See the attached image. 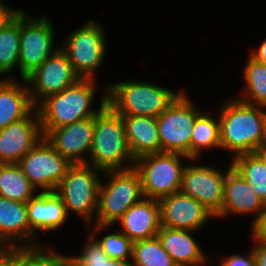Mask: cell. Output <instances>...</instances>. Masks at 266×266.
Returning a JSON list of instances; mask_svg holds the SVG:
<instances>
[{
  "instance_id": "30bf717a",
  "label": "cell",
  "mask_w": 266,
  "mask_h": 266,
  "mask_svg": "<svg viewBox=\"0 0 266 266\" xmlns=\"http://www.w3.org/2000/svg\"><path fill=\"white\" fill-rule=\"evenodd\" d=\"M54 28L46 17L33 19L20 10V52L18 68L24 80L54 51Z\"/></svg>"
},
{
  "instance_id": "ab89813d",
  "label": "cell",
  "mask_w": 266,
  "mask_h": 266,
  "mask_svg": "<svg viewBox=\"0 0 266 266\" xmlns=\"http://www.w3.org/2000/svg\"><path fill=\"white\" fill-rule=\"evenodd\" d=\"M58 266H79L78 263L72 258V256H64L58 254Z\"/></svg>"
},
{
  "instance_id": "1f68e13d",
  "label": "cell",
  "mask_w": 266,
  "mask_h": 266,
  "mask_svg": "<svg viewBox=\"0 0 266 266\" xmlns=\"http://www.w3.org/2000/svg\"><path fill=\"white\" fill-rule=\"evenodd\" d=\"M41 247H15L14 266H41Z\"/></svg>"
},
{
  "instance_id": "5b68a950",
  "label": "cell",
  "mask_w": 266,
  "mask_h": 266,
  "mask_svg": "<svg viewBox=\"0 0 266 266\" xmlns=\"http://www.w3.org/2000/svg\"><path fill=\"white\" fill-rule=\"evenodd\" d=\"M110 179L100 184L95 232L116 223L122 215L144 197L139 172L133 167L126 170L104 171Z\"/></svg>"
},
{
  "instance_id": "8fae6325",
  "label": "cell",
  "mask_w": 266,
  "mask_h": 266,
  "mask_svg": "<svg viewBox=\"0 0 266 266\" xmlns=\"http://www.w3.org/2000/svg\"><path fill=\"white\" fill-rule=\"evenodd\" d=\"M90 20L74 31L61 48L80 78H94V70L102 64L106 42L102 27Z\"/></svg>"
},
{
  "instance_id": "7402d4cb",
  "label": "cell",
  "mask_w": 266,
  "mask_h": 266,
  "mask_svg": "<svg viewBox=\"0 0 266 266\" xmlns=\"http://www.w3.org/2000/svg\"><path fill=\"white\" fill-rule=\"evenodd\" d=\"M191 231L161 226L157 233L163 248L177 266H196L205 262L206 255L189 234Z\"/></svg>"
},
{
  "instance_id": "e575fe53",
  "label": "cell",
  "mask_w": 266,
  "mask_h": 266,
  "mask_svg": "<svg viewBox=\"0 0 266 266\" xmlns=\"http://www.w3.org/2000/svg\"><path fill=\"white\" fill-rule=\"evenodd\" d=\"M257 247L252 250L255 266H266V244L260 241H257Z\"/></svg>"
},
{
  "instance_id": "484cf974",
  "label": "cell",
  "mask_w": 266,
  "mask_h": 266,
  "mask_svg": "<svg viewBox=\"0 0 266 266\" xmlns=\"http://www.w3.org/2000/svg\"><path fill=\"white\" fill-rule=\"evenodd\" d=\"M34 187L18 164H0V196L27 203Z\"/></svg>"
},
{
  "instance_id": "7a4b0ae2",
  "label": "cell",
  "mask_w": 266,
  "mask_h": 266,
  "mask_svg": "<svg viewBox=\"0 0 266 266\" xmlns=\"http://www.w3.org/2000/svg\"><path fill=\"white\" fill-rule=\"evenodd\" d=\"M93 78H80L60 93L48 96L36 106L43 137L54 128L96 116L106 105L107 95L102 98L98 111L90 110L94 98Z\"/></svg>"
},
{
  "instance_id": "8992f818",
  "label": "cell",
  "mask_w": 266,
  "mask_h": 266,
  "mask_svg": "<svg viewBox=\"0 0 266 266\" xmlns=\"http://www.w3.org/2000/svg\"><path fill=\"white\" fill-rule=\"evenodd\" d=\"M181 153L161 152L136 159L134 168L139 172L144 197L159 200L180 191L184 166Z\"/></svg>"
},
{
  "instance_id": "4316f807",
  "label": "cell",
  "mask_w": 266,
  "mask_h": 266,
  "mask_svg": "<svg viewBox=\"0 0 266 266\" xmlns=\"http://www.w3.org/2000/svg\"><path fill=\"white\" fill-rule=\"evenodd\" d=\"M220 147V122L201 113L195 120L190 140V160L199 157L201 150ZM203 148V149H202Z\"/></svg>"
},
{
  "instance_id": "d6986e66",
  "label": "cell",
  "mask_w": 266,
  "mask_h": 266,
  "mask_svg": "<svg viewBox=\"0 0 266 266\" xmlns=\"http://www.w3.org/2000/svg\"><path fill=\"white\" fill-rule=\"evenodd\" d=\"M34 234L28 221L27 203L0 196V243L2 244L0 247L5 246L6 243L10 244L6 245V248L19 247L15 244L16 240H19V243L27 241L25 246L22 245L23 247H38V245L29 244L30 238L34 237Z\"/></svg>"
},
{
  "instance_id": "6da1fadb",
  "label": "cell",
  "mask_w": 266,
  "mask_h": 266,
  "mask_svg": "<svg viewBox=\"0 0 266 266\" xmlns=\"http://www.w3.org/2000/svg\"><path fill=\"white\" fill-rule=\"evenodd\" d=\"M225 103L219 114L222 149L234 152V156L256 152L263 136L266 111L238 98Z\"/></svg>"
},
{
  "instance_id": "5bb4252c",
  "label": "cell",
  "mask_w": 266,
  "mask_h": 266,
  "mask_svg": "<svg viewBox=\"0 0 266 266\" xmlns=\"http://www.w3.org/2000/svg\"><path fill=\"white\" fill-rule=\"evenodd\" d=\"M33 112L36 118L30 117ZM42 137L40 116L35 108L26 118L0 130V164H18Z\"/></svg>"
},
{
  "instance_id": "60d3db41",
  "label": "cell",
  "mask_w": 266,
  "mask_h": 266,
  "mask_svg": "<svg viewBox=\"0 0 266 266\" xmlns=\"http://www.w3.org/2000/svg\"><path fill=\"white\" fill-rule=\"evenodd\" d=\"M256 153L266 157V123L264 125L263 136Z\"/></svg>"
},
{
  "instance_id": "277c9868",
  "label": "cell",
  "mask_w": 266,
  "mask_h": 266,
  "mask_svg": "<svg viewBox=\"0 0 266 266\" xmlns=\"http://www.w3.org/2000/svg\"><path fill=\"white\" fill-rule=\"evenodd\" d=\"M92 164L100 170H126L133 168L123 167L128 158L133 161L125 133V124L122 117L106 105L96 116L93 142L90 149ZM122 165V166H121Z\"/></svg>"
},
{
  "instance_id": "ac0fdd59",
  "label": "cell",
  "mask_w": 266,
  "mask_h": 266,
  "mask_svg": "<svg viewBox=\"0 0 266 266\" xmlns=\"http://www.w3.org/2000/svg\"><path fill=\"white\" fill-rule=\"evenodd\" d=\"M118 222L125 230L122 233L133 242L156 237L161 228L158 200L141 198L122 215Z\"/></svg>"
},
{
  "instance_id": "4dcf8cb0",
  "label": "cell",
  "mask_w": 266,
  "mask_h": 266,
  "mask_svg": "<svg viewBox=\"0 0 266 266\" xmlns=\"http://www.w3.org/2000/svg\"><path fill=\"white\" fill-rule=\"evenodd\" d=\"M96 241L109 258L117 260H128V256L132 258L134 242L122 232L108 234L100 240L96 239Z\"/></svg>"
},
{
  "instance_id": "d4e9b609",
  "label": "cell",
  "mask_w": 266,
  "mask_h": 266,
  "mask_svg": "<svg viewBox=\"0 0 266 266\" xmlns=\"http://www.w3.org/2000/svg\"><path fill=\"white\" fill-rule=\"evenodd\" d=\"M232 166L266 204V157L256 152L240 154L234 157Z\"/></svg>"
},
{
  "instance_id": "ba28073f",
  "label": "cell",
  "mask_w": 266,
  "mask_h": 266,
  "mask_svg": "<svg viewBox=\"0 0 266 266\" xmlns=\"http://www.w3.org/2000/svg\"><path fill=\"white\" fill-rule=\"evenodd\" d=\"M200 114L181 92L157 118L161 152L181 153L190 158L191 134Z\"/></svg>"
},
{
  "instance_id": "7c38bea8",
  "label": "cell",
  "mask_w": 266,
  "mask_h": 266,
  "mask_svg": "<svg viewBox=\"0 0 266 266\" xmlns=\"http://www.w3.org/2000/svg\"><path fill=\"white\" fill-rule=\"evenodd\" d=\"M79 79L80 76L74 71L66 53L59 48L24 81L33 86L32 89L29 88V93L31 101L36 107V104L39 105L42 99L62 92ZM37 100L41 101L38 102Z\"/></svg>"
},
{
  "instance_id": "52a82bcc",
  "label": "cell",
  "mask_w": 266,
  "mask_h": 266,
  "mask_svg": "<svg viewBox=\"0 0 266 266\" xmlns=\"http://www.w3.org/2000/svg\"><path fill=\"white\" fill-rule=\"evenodd\" d=\"M90 164H72L59 183L56 193L61 197L66 212L73 211L90 222L98 209L101 181L96 171L102 170ZM96 211V212H95Z\"/></svg>"
},
{
  "instance_id": "f35d334b",
  "label": "cell",
  "mask_w": 266,
  "mask_h": 266,
  "mask_svg": "<svg viewBox=\"0 0 266 266\" xmlns=\"http://www.w3.org/2000/svg\"><path fill=\"white\" fill-rule=\"evenodd\" d=\"M250 55L253 59L266 64V40L261 44L259 50L251 52Z\"/></svg>"
},
{
  "instance_id": "ffe728a7",
  "label": "cell",
  "mask_w": 266,
  "mask_h": 266,
  "mask_svg": "<svg viewBox=\"0 0 266 266\" xmlns=\"http://www.w3.org/2000/svg\"><path fill=\"white\" fill-rule=\"evenodd\" d=\"M125 124L126 141L134 161L148 154L161 153L157 118L120 115Z\"/></svg>"
},
{
  "instance_id": "74e56055",
  "label": "cell",
  "mask_w": 266,
  "mask_h": 266,
  "mask_svg": "<svg viewBox=\"0 0 266 266\" xmlns=\"http://www.w3.org/2000/svg\"><path fill=\"white\" fill-rule=\"evenodd\" d=\"M0 2V29L18 11L11 10Z\"/></svg>"
},
{
  "instance_id": "cb8c5ba5",
  "label": "cell",
  "mask_w": 266,
  "mask_h": 266,
  "mask_svg": "<svg viewBox=\"0 0 266 266\" xmlns=\"http://www.w3.org/2000/svg\"><path fill=\"white\" fill-rule=\"evenodd\" d=\"M20 11L18 10L0 29V73L8 74L19 64Z\"/></svg>"
},
{
  "instance_id": "4fadbf2b",
  "label": "cell",
  "mask_w": 266,
  "mask_h": 266,
  "mask_svg": "<svg viewBox=\"0 0 266 266\" xmlns=\"http://www.w3.org/2000/svg\"><path fill=\"white\" fill-rule=\"evenodd\" d=\"M226 173L207 166H186L180 191L199 201L215 216L221 211Z\"/></svg>"
},
{
  "instance_id": "f546056e",
  "label": "cell",
  "mask_w": 266,
  "mask_h": 266,
  "mask_svg": "<svg viewBox=\"0 0 266 266\" xmlns=\"http://www.w3.org/2000/svg\"><path fill=\"white\" fill-rule=\"evenodd\" d=\"M93 239L90 237V242L83 247L84 250L80 256L72 257L79 266H133L129 260L109 258L98 242Z\"/></svg>"
},
{
  "instance_id": "3957f363",
  "label": "cell",
  "mask_w": 266,
  "mask_h": 266,
  "mask_svg": "<svg viewBox=\"0 0 266 266\" xmlns=\"http://www.w3.org/2000/svg\"><path fill=\"white\" fill-rule=\"evenodd\" d=\"M106 92L107 105L116 114L155 118H158L181 93L155 84L135 81L107 86Z\"/></svg>"
},
{
  "instance_id": "83f0119b",
  "label": "cell",
  "mask_w": 266,
  "mask_h": 266,
  "mask_svg": "<svg viewBox=\"0 0 266 266\" xmlns=\"http://www.w3.org/2000/svg\"><path fill=\"white\" fill-rule=\"evenodd\" d=\"M132 264L133 266H177L157 236L133 243Z\"/></svg>"
},
{
  "instance_id": "9c48e42d",
  "label": "cell",
  "mask_w": 266,
  "mask_h": 266,
  "mask_svg": "<svg viewBox=\"0 0 266 266\" xmlns=\"http://www.w3.org/2000/svg\"><path fill=\"white\" fill-rule=\"evenodd\" d=\"M18 165L35 189L54 192L72 164L42 137Z\"/></svg>"
},
{
  "instance_id": "8d00e7d4",
  "label": "cell",
  "mask_w": 266,
  "mask_h": 266,
  "mask_svg": "<svg viewBox=\"0 0 266 266\" xmlns=\"http://www.w3.org/2000/svg\"><path fill=\"white\" fill-rule=\"evenodd\" d=\"M41 247V266H58V254L53 251L45 253Z\"/></svg>"
},
{
  "instance_id": "44dd1931",
  "label": "cell",
  "mask_w": 266,
  "mask_h": 266,
  "mask_svg": "<svg viewBox=\"0 0 266 266\" xmlns=\"http://www.w3.org/2000/svg\"><path fill=\"white\" fill-rule=\"evenodd\" d=\"M30 229L50 231L58 229L67 219L61 197L54 192H40L27 202Z\"/></svg>"
},
{
  "instance_id": "e0dca14e",
  "label": "cell",
  "mask_w": 266,
  "mask_h": 266,
  "mask_svg": "<svg viewBox=\"0 0 266 266\" xmlns=\"http://www.w3.org/2000/svg\"><path fill=\"white\" fill-rule=\"evenodd\" d=\"M265 204L257 196L242 175L232 166L226 172L223 192V204L221 211L215 217L225 216L230 213H252L256 215L253 225L260 219L263 214Z\"/></svg>"
},
{
  "instance_id": "9a60e30c",
  "label": "cell",
  "mask_w": 266,
  "mask_h": 266,
  "mask_svg": "<svg viewBox=\"0 0 266 266\" xmlns=\"http://www.w3.org/2000/svg\"><path fill=\"white\" fill-rule=\"evenodd\" d=\"M94 125L95 116L51 129L44 137L71 164H87L82 154L90 153Z\"/></svg>"
},
{
  "instance_id": "d590c367",
  "label": "cell",
  "mask_w": 266,
  "mask_h": 266,
  "mask_svg": "<svg viewBox=\"0 0 266 266\" xmlns=\"http://www.w3.org/2000/svg\"><path fill=\"white\" fill-rule=\"evenodd\" d=\"M0 266H14V247H0Z\"/></svg>"
},
{
  "instance_id": "f1b7e54d",
  "label": "cell",
  "mask_w": 266,
  "mask_h": 266,
  "mask_svg": "<svg viewBox=\"0 0 266 266\" xmlns=\"http://www.w3.org/2000/svg\"><path fill=\"white\" fill-rule=\"evenodd\" d=\"M246 65L244 78L247 84L248 96L240 97L239 100L251 105L254 103L258 107H266V64L250 56Z\"/></svg>"
},
{
  "instance_id": "836d02e7",
  "label": "cell",
  "mask_w": 266,
  "mask_h": 266,
  "mask_svg": "<svg viewBox=\"0 0 266 266\" xmlns=\"http://www.w3.org/2000/svg\"><path fill=\"white\" fill-rule=\"evenodd\" d=\"M252 233L256 241L266 244V204L260 219L252 225Z\"/></svg>"
},
{
  "instance_id": "2e32d148",
  "label": "cell",
  "mask_w": 266,
  "mask_h": 266,
  "mask_svg": "<svg viewBox=\"0 0 266 266\" xmlns=\"http://www.w3.org/2000/svg\"><path fill=\"white\" fill-rule=\"evenodd\" d=\"M161 226L174 229L197 230L212 216L205 206L181 191L158 200Z\"/></svg>"
},
{
  "instance_id": "603a6c76",
  "label": "cell",
  "mask_w": 266,
  "mask_h": 266,
  "mask_svg": "<svg viewBox=\"0 0 266 266\" xmlns=\"http://www.w3.org/2000/svg\"><path fill=\"white\" fill-rule=\"evenodd\" d=\"M8 78L0 82V130L26 118L36 108L31 101L29 88L19 86L11 77Z\"/></svg>"
},
{
  "instance_id": "d6a6232c",
  "label": "cell",
  "mask_w": 266,
  "mask_h": 266,
  "mask_svg": "<svg viewBox=\"0 0 266 266\" xmlns=\"http://www.w3.org/2000/svg\"><path fill=\"white\" fill-rule=\"evenodd\" d=\"M246 257H242L240 255H231L229 258L221 262V266H255L253 252H249V255Z\"/></svg>"
}]
</instances>
